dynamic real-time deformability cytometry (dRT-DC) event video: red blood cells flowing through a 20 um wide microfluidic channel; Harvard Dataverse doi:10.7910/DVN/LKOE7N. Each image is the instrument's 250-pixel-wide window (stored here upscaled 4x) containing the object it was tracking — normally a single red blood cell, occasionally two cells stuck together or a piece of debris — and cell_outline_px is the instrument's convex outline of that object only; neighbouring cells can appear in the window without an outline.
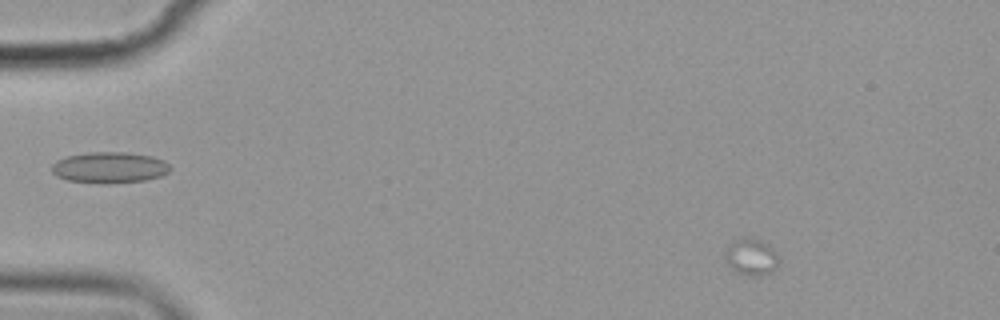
{"species": "common noctule bat (a hibernating species)", "species_latin": "Nyctalus noctula", "temperature_condition": "cold", "stored_images_in_passage": 5, "camera_frame_rate_fps": 3000, "um_per_image_px": 0.085, "animal": {"sex": "female", "body_mass_g": 19.9}, "frame": {"image": 1, "passage_image": 2, "time_ms": 1.333, "image_size_px": [1000, 320], "cell_outline_px": [[776, 268], [772, 272], [756, 276], [752, 276], [736, 272], [724, 260], [724, 256], [728, 248], [736, 240], [744, 236], [760, 240], [768, 244], [776, 252]], "centroid_in_image_um": [63.84, 21.84], "position_along_channel_um": 21.2, "area_um2": 11.21}}